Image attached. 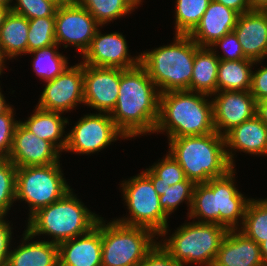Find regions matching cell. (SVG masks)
<instances>
[{
  "mask_svg": "<svg viewBox=\"0 0 267 266\" xmlns=\"http://www.w3.org/2000/svg\"><path fill=\"white\" fill-rule=\"evenodd\" d=\"M100 26L131 14L138 5L133 0H76Z\"/></svg>",
  "mask_w": 267,
  "mask_h": 266,
  "instance_id": "f546056e",
  "label": "cell"
},
{
  "mask_svg": "<svg viewBox=\"0 0 267 266\" xmlns=\"http://www.w3.org/2000/svg\"><path fill=\"white\" fill-rule=\"evenodd\" d=\"M27 53L56 44L55 16L28 20Z\"/></svg>",
  "mask_w": 267,
  "mask_h": 266,
  "instance_id": "836d02e7",
  "label": "cell"
},
{
  "mask_svg": "<svg viewBox=\"0 0 267 266\" xmlns=\"http://www.w3.org/2000/svg\"><path fill=\"white\" fill-rule=\"evenodd\" d=\"M62 172L60 161L16 169L15 201H25L28 204V219L40 208L58 201L72 189Z\"/></svg>",
  "mask_w": 267,
  "mask_h": 266,
  "instance_id": "9c48e42d",
  "label": "cell"
},
{
  "mask_svg": "<svg viewBox=\"0 0 267 266\" xmlns=\"http://www.w3.org/2000/svg\"><path fill=\"white\" fill-rule=\"evenodd\" d=\"M168 141V153L179 163L186 178L195 184L222 177L233 169L226 155L225 138L216 131Z\"/></svg>",
  "mask_w": 267,
  "mask_h": 266,
  "instance_id": "3957f363",
  "label": "cell"
},
{
  "mask_svg": "<svg viewBox=\"0 0 267 266\" xmlns=\"http://www.w3.org/2000/svg\"><path fill=\"white\" fill-rule=\"evenodd\" d=\"M235 171L233 168L226 175L205 183L214 192L215 224L223 225L228 230L242 226L245 209L251 199L236 188Z\"/></svg>",
  "mask_w": 267,
  "mask_h": 266,
  "instance_id": "4fadbf2b",
  "label": "cell"
},
{
  "mask_svg": "<svg viewBox=\"0 0 267 266\" xmlns=\"http://www.w3.org/2000/svg\"><path fill=\"white\" fill-rule=\"evenodd\" d=\"M159 162L149 166L143 172L152 181L154 189L159 196L163 191L178 182L185 181L186 175L179 163L168 153Z\"/></svg>",
  "mask_w": 267,
  "mask_h": 266,
  "instance_id": "f1b7e54d",
  "label": "cell"
},
{
  "mask_svg": "<svg viewBox=\"0 0 267 266\" xmlns=\"http://www.w3.org/2000/svg\"><path fill=\"white\" fill-rule=\"evenodd\" d=\"M259 246L263 263L265 266H267V238Z\"/></svg>",
  "mask_w": 267,
  "mask_h": 266,
  "instance_id": "7dc6e473",
  "label": "cell"
},
{
  "mask_svg": "<svg viewBox=\"0 0 267 266\" xmlns=\"http://www.w3.org/2000/svg\"><path fill=\"white\" fill-rule=\"evenodd\" d=\"M263 61L220 60L217 91H248L251 88L252 67Z\"/></svg>",
  "mask_w": 267,
  "mask_h": 266,
  "instance_id": "4316f807",
  "label": "cell"
},
{
  "mask_svg": "<svg viewBox=\"0 0 267 266\" xmlns=\"http://www.w3.org/2000/svg\"><path fill=\"white\" fill-rule=\"evenodd\" d=\"M59 5H64V4H70L75 2L76 0H53Z\"/></svg>",
  "mask_w": 267,
  "mask_h": 266,
  "instance_id": "816d5d0a",
  "label": "cell"
},
{
  "mask_svg": "<svg viewBox=\"0 0 267 266\" xmlns=\"http://www.w3.org/2000/svg\"><path fill=\"white\" fill-rule=\"evenodd\" d=\"M123 199L129 214L116 221L152 230L157 236L168 234V218L159 202V195L154 189L152 181L144 173L123 180L121 183Z\"/></svg>",
  "mask_w": 267,
  "mask_h": 266,
  "instance_id": "ba28073f",
  "label": "cell"
},
{
  "mask_svg": "<svg viewBox=\"0 0 267 266\" xmlns=\"http://www.w3.org/2000/svg\"><path fill=\"white\" fill-rule=\"evenodd\" d=\"M251 10L267 11V0H249Z\"/></svg>",
  "mask_w": 267,
  "mask_h": 266,
  "instance_id": "f6af8a7d",
  "label": "cell"
},
{
  "mask_svg": "<svg viewBox=\"0 0 267 266\" xmlns=\"http://www.w3.org/2000/svg\"><path fill=\"white\" fill-rule=\"evenodd\" d=\"M199 48L189 35L175 34L172 44L141 52L140 64L160 93L191 91L194 57Z\"/></svg>",
  "mask_w": 267,
  "mask_h": 266,
  "instance_id": "277c9868",
  "label": "cell"
},
{
  "mask_svg": "<svg viewBox=\"0 0 267 266\" xmlns=\"http://www.w3.org/2000/svg\"><path fill=\"white\" fill-rule=\"evenodd\" d=\"M99 27L103 26L77 1L59 5L55 15V40L60 47L61 44L64 48L76 47L83 56Z\"/></svg>",
  "mask_w": 267,
  "mask_h": 266,
  "instance_id": "8fae6325",
  "label": "cell"
},
{
  "mask_svg": "<svg viewBox=\"0 0 267 266\" xmlns=\"http://www.w3.org/2000/svg\"><path fill=\"white\" fill-rule=\"evenodd\" d=\"M255 71H252L250 93L258 102L267 98V65Z\"/></svg>",
  "mask_w": 267,
  "mask_h": 266,
  "instance_id": "60d3db41",
  "label": "cell"
},
{
  "mask_svg": "<svg viewBox=\"0 0 267 266\" xmlns=\"http://www.w3.org/2000/svg\"><path fill=\"white\" fill-rule=\"evenodd\" d=\"M71 189L54 203L40 208L27 221L26 230L35 238L44 234L60 243L86 234L96 226L100 216L91 212Z\"/></svg>",
  "mask_w": 267,
  "mask_h": 266,
  "instance_id": "5b68a950",
  "label": "cell"
},
{
  "mask_svg": "<svg viewBox=\"0 0 267 266\" xmlns=\"http://www.w3.org/2000/svg\"><path fill=\"white\" fill-rule=\"evenodd\" d=\"M247 238L261 244L267 238V198L253 199L247 203L242 226L238 229Z\"/></svg>",
  "mask_w": 267,
  "mask_h": 266,
  "instance_id": "4dcf8cb0",
  "label": "cell"
},
{
  "mask_svg": "<svg viewBox=\"0 0 267 266\" xmlns=\"http://www.w3.org/2000/svg\"><path fill=\"white\" fill-rule=\"evenodd\" d=\"M36 107L53 112H68L78 104L84 105L83 63L68 66L55 79L45 82Z\"/></svg>",
  "mask_w": 267,
  "mask_h": 266,
  "instance_id": "7c38bea8",
  "label": "cell"
},
{
  "mask_svg": "<svg viewBox=\"0 0 267 266\" xmlns=\"http://www.w3.org/2000/svg\"><path fill=\"white\" fill-rule=\"evenodd\" d=\"M224 138L226 155L233 168H235L234 151L267 156V125L257 115L233 127Z\"/></svg>",
  "mask_w": 267,
  "mask_h": 266,
  "instance_id": "d6986e66",
  "label": "cell"
},
{
  "mask_svg": "<svg viewBox=\"0 0 267 266\" xmlns=\"http://www.w3.org/2000/svg\"><path fill=\"white\" fill-rule=\"evenodd\" d=\"M14 115L12 107L0 114V158H8L12 149L15 127L19 122Z\"/></svg>",
  "mask_w": 267,
  "mask_h": 266,
  "instance_id": "74e56055",
  "label": "cell"
},
{
  "mask_svg": "<svg viewBox=\"0 0 267 266\" xmlns=\"http://www.w3.org/2000/svg\"><path fill=\"white\" fill-rule=\"evenodd\" d=\"M187 219L201 223L215 224L214 192L205 183H196L193 190L192 205Z\"/></svg>",
  "mask_w": 267,
  "mask_h": 266,
  "instance_id": "d6a6232c",
  "label": "cell"
},
{
  "mask_svg": "<svg viewBox=\"0 0 267 266\" xmlns=\"http://www.w3.org/2000/svg\"><path fill=\"white\" fill-rule=\"evenodd\" d=\"M10 10V8L0 4V28Z\"/></svg>",
  "mask_w": 267,
  "mask_h": 266,
  "instance_id": "c3c4849f",
  "label": "cell"
},
{
  "mask_svg": "<svg viewBox=\"0 0 267 266\" xmlns=\"http://www.w3.org/2000/svg\"><path fill=\"white\" fill-rule=\"evenodd\" d=\"M139 266H183L177 263L159 242L146 254Z\"/></svg>",
  "mask_w": 267,
  "mask_h": 266,
  "instance_id": "ab89813d",
  "label": "cell"
},
{
  "mask_svg": "<svg viewBox=\"0 0 267 266\" xmlns=\"http://www.w3.org/2000/svg\"><path fill=\"white\" fill-rule=\"evenodd\" d=\"M11 11L25 16L28 20L55 16L59 4L53 0H15Z\"/></svg>",
  "mask_w": 267,
  "mask_h": 266,
  "instance_id": "8d00e7d4",
  "label": "cell"
},
{
  "mask_svg": "<svg viewBox=\"0 0 267 266\" xmlns=\"http://www.w3.org/2000/svg\"><path fill=\"white\" fill-rule=\"evenodd\" d=\"M211 0H176L175 34L189 35L205 13Z\"/></svg>",
  "mask_w": 267,
  "mask_h": 266,
  "instance_id": "1f68e13d",
  "label": "cell"
},
{
  "mask_svg": "<svg viewBox=\"0 0 267 266\" xmlns=\"http://www.w3.org/2000/svg\"><path fill=\"white\" fill-rule=\"evenodd\" d=\"M137 5H142V0H133Z\"/></svg>",
  "mask_w": 267,
  "mask_h": 266,
  "instance_id": "f5cc1de1",
  "label": "cell"
},
{
  "mask_svg": "<svg viewBox=\"0 0 267 266\" xmlns=\"http://www.w3.org/2000/svg\"><path fill=\"white\" fill-rule=\"evenodd\" d=\"M218 47H220L222 49V52L224 53V55L217 54V57L220 60L247 59L242 51L240 41L238 40L234 31L227 33L226 35H224L222 38H220L210 46V48L214 52H218L217 50Z\"/></svg>",
  "mask_w": 267,
  "mask_h": 266,
  "instance_id": "f35d334b",
  "label": "cell"
},
{
  "mask_svg": "<svg viewBox=\"0 0 267 266\" xmlns=\"http://www.w3.org/2000/svg\"><path fill=\"white\" fill-rule=\"evenodd\" d=\"M256 115L267 125V98L257 102Z\"/></svg>",
  "mask_w": 267,
  "mask_h": 266,
  "instance_id": "ee69618b",
  "label": "cell"
},
{
  "mask_svg": "<svg viewBox=\"0 0 267 266\" xmlns=\"http://www.w3.org/2000/svg\"><path fill=\"white\" fill-rule=\"evenodd\" d=\"M239 14L227 6L211 0L200 23L189 34L199 47H210L233 31Z\"/></svg>",
  "mask_w": 267,
  "mask_h": 266,
  "instance_id": "44dd1931",
  "label": "cell"
},
{
  "mask_svg": "<svg viewBox=\"0 0 267 266\" xmlns=\"http://www.w3.org/2000/svg\"><path fill=\"white\" fill-rule=\"evenodd\" d=\"M60 154L61 152L51 142L37 137L19 120L8 156L17 168L58 163Z\"/></svg>",
  "mask_w": 267,
  "mask_h": 266,
  "instance_id": "e0dca14e",
  "label": "cell"
},
{
  "mask_svg": "<svg viewBox=\"0 0 267 266\" xmlns=\"http://www.w3.org/2000/svg\"><path fill=\"white\" fill-rule=\"evenodd\" d=\"M160 94L141 64L120 69L118 99L110 116L127 139L154 134L159 118Z\"/></svg>",
  "mask_w": 267,
  "mask_h": 266,
  "instance_id": "6da1fadb",
  "label": "cell"
},
{
  "mask_svg": "<svg viewBox=\"0 0 267 266\" xmlns=\"http://www.w3.org/2000/svg\"><path fill=\"white\" fill-rule=\"evenodd\" d=\"M22 236L20 245L10 250L6 266H59L57 244L45 240L34 241L28 230Z\"/></svg>",
  "mask_w": 267,
  "mask_h": 266,
  "instance_id": "603a6c76",
  "label": "cell"
},
{
  "mask_svg": "<svg viewBox=\"0 0 267 266\" xmlns=\"http://www.w3.org/2000/svg\"><path fill=\"white\" fill-rule=\"evenodd\" d=\"M58 49L59 45L56 43L52 46L27 53L34 55L33 61H31L33 62V71L44 82L55 79L68 67L67 57L59 53Z\"/></svg>",
  "mask_w": 267,
  "mask_h": 266,
  "instance_id": "83f0119b",
  "label": "cell"
},
{
  "mask_svg": "<svg viewBox=\"0 0 267 266\" xmlns=\"http://www.w3.org/2000/svg\"><path fill=\"white\" fill-rule=\"evenodd\" d=\"M220 59L210 47H200L195 52L191 91L212 96L217 92Z\"/></svg>",
  "mask_w": 267,
  "mask_h": 266,
  "instance_id": "484cf974",
  "label": "cell"
},
{
  "mask_svg": "<svg viewBox=\"0 0 267 266\" xmlns=\"http://www.w3.org/2000/svg\"><path fill=\"white\" fill-rule=\"evenodd\" d=\"M16 169L9 158H0V216H6L15 202Z\"/></svg>",
  "mask_w": 267,
  "mask_h": 266,
  "instance_id": "e575fe53",
  "label": "cell"
},
{
  "mask_svg": "<svg viewBox=\"0 0 267 266\" xmlns=\"http://www.w3.org/2000/svg\"><path fill=\"white\" fill-rule=\"evenodd\" d=\"M6 60L3 58V56L1 55V52H0V76L2 75L3 73V70H5L6 66H5V62Z\"/></svg>",
  "mask_w": 267,
  "mask_h": 266,
  "instance_id": "681fc988",
  "label": "cell"
},
{
  "mask_svg": "<svg viewBox=\"0 0 267 266\" xmlns=\"http://www.w3.org/2000/svg\"><path fill=\"white\" fill-rule=\"evenodd\" d=\"M213 266H265L260 246L238 229L228 230Z\"/></svg>",
  "mask_w": 267,
  "mask_h": 266,
  "instance_id": "7402d4cb",
  "label": "cell"
},
{
  "mask_svg": "<svg viewBox=\"0 0 267 266\" xmlns=\"http://www.w3.org/2000/svg\"><path fill=\"white\" fill-rule=\"evenodd\" d=\"M247 59L262 61L267 54V11L252 10L238 16L233 29Z\"/></svg>",
  "mask_w": 267,
  "mask_h": 266,
  "instance_id": "ffe728a7",
  "label": "cell"
},
{
  "mask_svg": "<svg viewBox=\"0 0 267 266\" xmlns=\"http://www.w3.org/2000/svg\"><path fill=\"white\" fill-rule=\"evenodd\" d=\"M156 234L145 227L130 226L101 217L102 266H139L155 246Z\"/></svg>",
  "mask_w": 267,
  "mask_h": 266,
  "instance_id": "52a82bcc",
  "label": "cell"
},
{
  "mask_svg": "<svg viewBox=\"0 0 267 266\" xmlns=\"http://www.w3.org/2000/svg\"><path fill=\"white\" fill-rule=\"evenodd\" d=\"M12 2H14V1L13 0H0L1 5H4L10 9L13 6V4H11Z\"/></svg>",
  "mask_w": 267,
  "mask_h": 266,
  "instance_id": "f907efd6",
  "label": "cell"
},
{
  "mask_svg": "<svg viewBox=\"0 0 267 266\" xmlns=\"http://www.w3.org/2000/svg\"><path fill=\"white\" fill-rule=\"evenodd\" d=\"M5 216H0V266H6L8 262V256L10 253L11 239H12V227L10 222L4 219Z\"/></svg>",
  "mask_w": 267,
  "mask_h": 266,
  "instance_id": "b9f144b4",
  "label": "cell"
},
{
  "mask_svg": "<svg viewBox=\"0 0 267 266\" xmlns=\"http://www.w3.org/2000/svg\"><path fill=\"white\" fill-rule=\"evenodd\" d=\"M210 98L212 96L189 90L161 93L159 118L154 133L166 132L170 139L215 132Z\"/></svg>",
  "mask_w": 267,
  "mask_h": 266,
  "instance_id": "7a4b0ae2",
  "label": "cell"
},
{
  "mask_svg": "<svg viewBox=\"0 0 267 266\" xmlns=\"http://www.w3.org/2000/svg\"><path fill=\"white\" fill-rule=\"evenodd\" d=\"M195 183L192 180L186 179L185 181L178 182L174 185L169 186L166 190L163 191V195L159 196L160 206L164 212L169 216L174 213L178 206L183 203H186L188 211L192 205V197Z\"/></svg>",
  "mask_w": 267,
  "mask_h": 266,
  "instance_id": "d590c367",
  "label": "cell"
},
{
  "mask_svg": "<svg viewBox=\"0 0 267 266\" xmlns=\"http://www.w3.org/2000/svg\"><path fill=\"white\" fill-rule=\"evenodd\" d=\"M228 229L223 225L201 223L196 220L179 226L171 236L159 241L179 264L213 266L221 242ZM163 241V242H162Z\"/></svg>",
  "mask_w": 267,
  "mask_h": 266,
  "instance_id": "8992f818",
  "label": "cell"
},
{
  "mask_svg": "<svg viewBox=\"0 0 267 266\" xmlns=\"http://www.w3.org/2000/svg\"><path fill=\"white\" fill-rule=\"evenodd\" d=\"M84 105L99 113H111L115 108L119 86L120 68L95 67L83 64Z\"/></svg>",
  "mask_w": 267,
  "mask_h": 266,
  "instance_id": "9a60e30c",
  "label": "cell"
},
{
  "mask_svg": "<svg viewBox=\"0 0 267 266\" xmlns=\"http://www.w3.org/2000/svg\"><path fill=\"white\" fill-rule=\"evenodd\" d=\"M28 33V19L10 10L0 28V52L4 59L27 54Z\"/></svg>",
  "mask_w": 267,
  "mask_h": 266,
  "instance_id": "d4e9b609",
  "label": "cell"
},
{
  "mask_svg": "<svg viewBox=\"0 0 267 266\" xmlns=\"http://www.w3.org/2000/svg\"><path fill=\"white\" fill-rule=\"evenodd\" d=\"M128 48L122 33L102 34L98 29L81 62L88 66L130 69L140 64V54L132 57Z\"/></svg>",
  "mask_w": 267,
  "mask_h": 266,
  "instance_id": "5bb4252c",
  "label": "cell"
},
{
  "mask_svg": "<svg viewBox=\"0 0 267 266\" xmlns=\"http://www.w3.org/2000/svg\"><path fill=\"white\" fill-rule=\"evenodd\" d=\"M5 96L2 94L1 86H0V114L5 113L11 106L9 103L7 104Z\"/></svg>",
  "mask_w": 267,
  "mask_h": 266,
  "instance_id": "bcb514c9",
  "label": "cell"
},
{
  "mask_svg": "<svg viewBox=\"0 0 267 266\" xmlns=\"http://www.w3.org/2000/svg\"><path fill=\"white\" fill-rule=\"evenodd\" d=\"M33 112L21 123L37 137L51 142L60 152H63L67 145V135L64 130L69 124L68 118L62 117L61 112L46 111L38 107H35Z\"/></svg>",
  "mask_w": 267,
  "mask_h": 266,
  "instance_id": "cb8c5ba5",
  "label": "cell"
},
{
  "mask_svg": "<svg viewBox=\"0 0 267 266\" xmlns=\"http://www.w3.org/2000/svg\"><path fill=\"white\" fill-rule=\"evenodd\" d=\"M59 266H102L101 217L86 234L58 245Z\"/></svg>",
  "mask_w": 267,
  "mask_h": 266,
  "instance_id": "ac0fdd59",
  "label": "cell"
},
{
  "mask_svg": "<svg viewBox=\"0 0 267 266\" xmlns=\"http://www.w3.org/2000/svg\"><path fill=\"white\" fill-rule=\"evenodd\" d=\"M215 131L225 135L233 127L256 115L257 102L248 91H217L213 94Z\"/></svg>",
  "mask_w": 267,
  "mask_h": 266,
  "instance_id": "2e32d148",
  "label": "cell"
},
{
  "mask_svg": "<svg viewBox=\"0 0 267 266\" xmlns=\"http://www.w3.org/2000/svg\"><path fill=\"white\" fill-rule=\"evenodd\" d=\"M119 137L128 140L116 127L109 113L86 114L67 133L64 151L79 155L98 153Z\"/></svg>",
  "mask_w": 267,
  "mask_h": 266,
  "instance_id": "30bf717a",
  "label": "cell"
},
{
  "mask_svg": "<svg viewBox=\"0 0 267 266\" xmlns=\"http://www.w3.org/2000/svg\"><path fill=\"white\" fill-rule=\"evenodd\" d=\"M236 11L239 15L252 11L249 0H214Z\"/></svg>",
  "mask_w": 267,
  "mask_h": 266,
  "instance_id": "7bdbcfd3",
  "label": "cell"
}]
</instances>
